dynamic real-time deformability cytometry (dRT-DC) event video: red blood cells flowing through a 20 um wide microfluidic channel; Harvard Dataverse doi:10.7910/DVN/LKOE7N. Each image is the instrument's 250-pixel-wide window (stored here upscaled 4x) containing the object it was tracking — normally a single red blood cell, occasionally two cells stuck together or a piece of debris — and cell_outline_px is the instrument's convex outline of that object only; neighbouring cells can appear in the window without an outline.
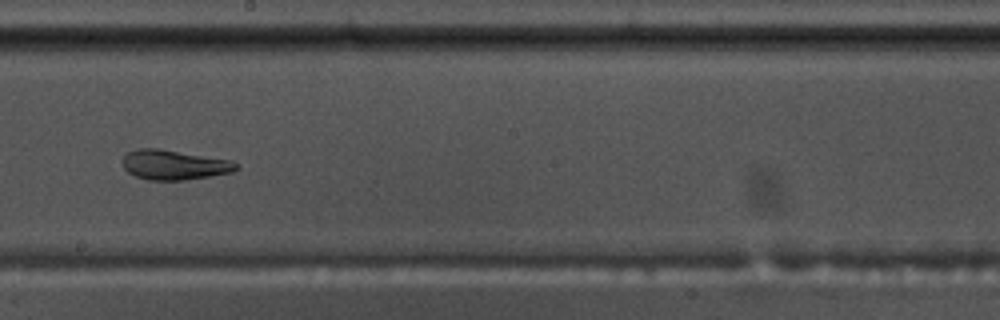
{"species": "common noctule bat (a hibernating species)", "species_latin": "Nyctalus noctula", "temperature_condition": "warm", "stored_images_in_passage": 56, "segment_of_instrument_passage": [1, 2], "camera_frame_rate_fps": 3000, "um_per_image_px": 0.085, "animal": {"sex": "male", "body_mass_g": 17.5, "forearm_length_mm": 52.3}, "frame": {"image": 1, "passage_image": 32, "time_ms": 10.333, "image_size_px": [1000, 320], "cell_outline_px": [[240, 168], [232, 172], [184, 180], [148, 180], [136, 176], [128, 172], [124, 168], [120, 160], [128, 152], [140, 148], [156, 148], [232, 160]], "centroid_in_image_um": [14.77, 14.01], "position_along_channel_um": 233.4, "area_um2": 19.65}}